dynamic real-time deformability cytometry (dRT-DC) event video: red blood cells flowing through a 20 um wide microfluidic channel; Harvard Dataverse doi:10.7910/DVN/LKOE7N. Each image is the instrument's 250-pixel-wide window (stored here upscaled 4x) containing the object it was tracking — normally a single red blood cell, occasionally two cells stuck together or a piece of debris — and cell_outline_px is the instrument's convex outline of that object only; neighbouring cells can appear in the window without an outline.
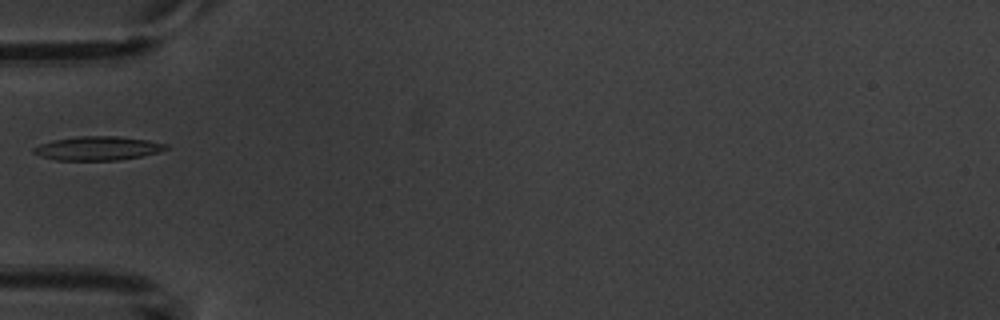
{"species": "common noctule bat (a hibernating species)", "species_latin": "Nyctalus noctula", "temperature_condition": "warm", "stored_images_in_passage": 3, "camera_frame_rate_fps": 3000, "um_per_image_px": 0.085, "animal": {"sex": "male", "body_mass_g": 20.1, "forearm_length_mm": 53.5}, "frame": {"image": 1, "passage_image": 3, "time_ms": 2.333, "image_size_px": [1000, 320], "cell_outline_px": [[168, 148], [160, 152], [140, 156], [116, 160], [56, 160], [40, 156], [32, 152], [32, 148], [40, 144], [52, 140], [80, 136], [120, 136], [148, 140], [168, 144]], "centroid_in_image_um": [8.3, 12.6], "position_along_channel_um": 76.7, "area_um2": 18.44}}